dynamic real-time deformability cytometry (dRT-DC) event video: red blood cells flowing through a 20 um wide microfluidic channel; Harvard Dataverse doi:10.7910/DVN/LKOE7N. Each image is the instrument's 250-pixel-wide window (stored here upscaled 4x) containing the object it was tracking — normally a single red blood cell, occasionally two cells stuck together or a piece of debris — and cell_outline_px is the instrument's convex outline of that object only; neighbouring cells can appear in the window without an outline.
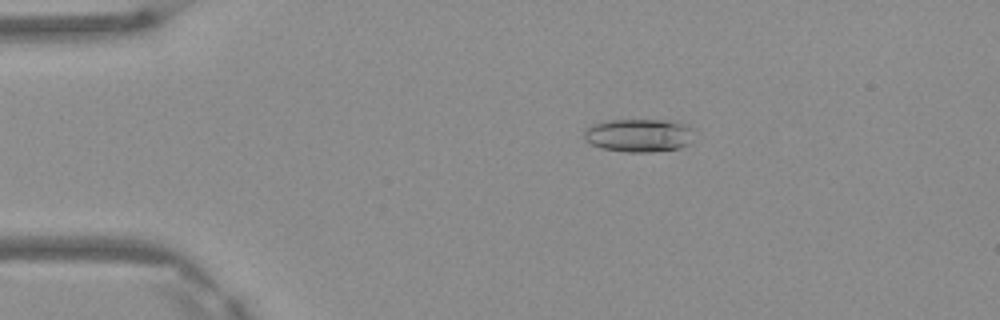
{"species": "Egyptian fruit bat (a non-hibernating species)", "species_latin": "Rousettus aegyptiacus", "temperature_condition": "warm", "stored_images_in_passage": 5, "camera_frame_rate_fps": 3000, "um_per_image_px": 0.085, "frame": {"image": 1, "passage_image": 2, "time_ms": 0.333, "image_size_px": [1000, 320], "cell_outline_px": [[692, 128], [688, 144], [680, 148], [652, 152], [624, 152], [600, 148], [584, 140], [584, 132], [588, 128], [596, 124], [608, 120], [660, 120], [680, 124]], "centroid_in_image_um": [54.24, 11.53], "position_along_channel_um": 30.8, "area_um2": 20.87}}
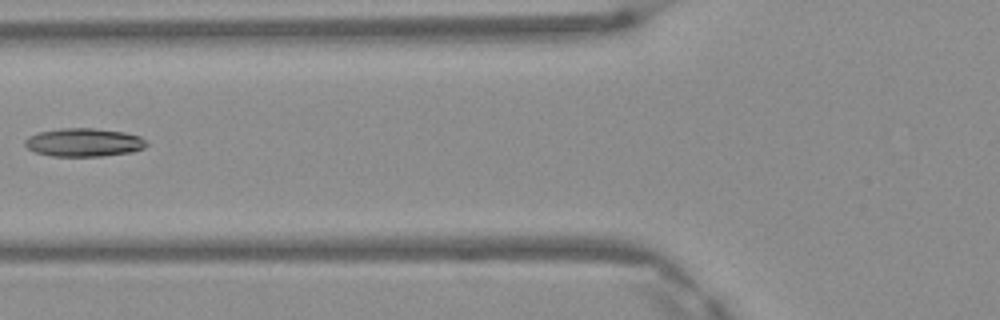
{"frame": {"image": 2, "passage_image": 5, "time_ms": 1.333, "image_size_px": [1000, 320], "cell_outline_px": [[148, 144], [144, 148], [132, 152], [100, 156], [52, 156], [36, 152], [28, 148], [24, 144], [24, 140], [28, 136], [40, 132], [60, 128], [92, 128], [124, 132], [140, 136]], "centroid_in_image_um": [7.12, 12.1], "position_along_channel_um": 118.7, "area_um2": 20.0}}